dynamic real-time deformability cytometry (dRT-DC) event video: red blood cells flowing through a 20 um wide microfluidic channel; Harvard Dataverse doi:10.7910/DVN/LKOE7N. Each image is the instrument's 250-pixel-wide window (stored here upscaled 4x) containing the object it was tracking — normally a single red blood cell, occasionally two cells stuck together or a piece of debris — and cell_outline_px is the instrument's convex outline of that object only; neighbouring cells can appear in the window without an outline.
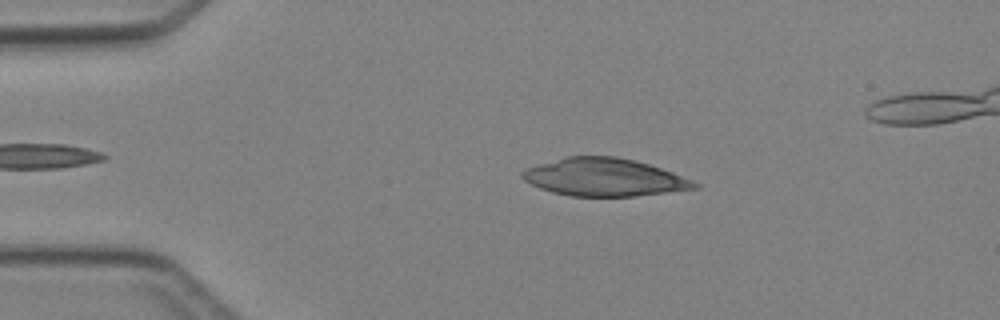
{"species": "Egyptian fruit bat (a non-hibernating species)", "species_latin": "Rousettus aegyptiacus", "temperature_condition": "cold", "stored_images_in_passage": 4, "camera_frame_rate_fps": 3000, "um_per_image_px": 0.085, "animal": {"sex": "female"}, "frame": {"image": 1, "passage_image": 2, "time_ms": 1.0, "image_size_px": [1000, 320], "cell_outline_px": [[700, 188], [636, 196], [572, 196], [552, 192], [540, 188], [524, 180], [520, 176], [520, 172], [524, 168], [564, 156], [616, 156], [636, 160], [672, 172], [692, 180], [700, 184]], "centroid_in_image_um": [51.34, 15.06], "position_along_channel_um": 33.7, "area_um2": 38.03}}